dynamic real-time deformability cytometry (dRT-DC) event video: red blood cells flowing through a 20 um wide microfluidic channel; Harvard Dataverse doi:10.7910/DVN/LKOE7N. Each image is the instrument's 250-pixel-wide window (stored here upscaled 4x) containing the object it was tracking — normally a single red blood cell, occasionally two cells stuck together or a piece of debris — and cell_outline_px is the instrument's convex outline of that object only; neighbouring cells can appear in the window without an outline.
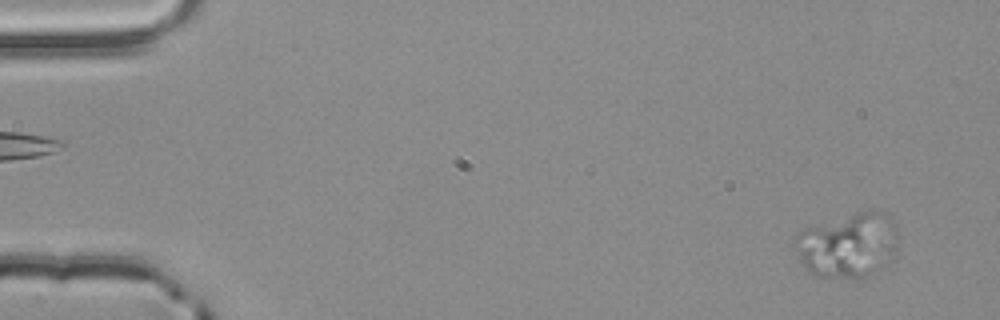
{"species": "common noctule bat (a hibernating species)", "species_latin": "Nyctalus noctula", "temperature_condition": "room temperature", "stored_images_in_passage": 2, "camera_frame_rate_fps": 3000, "um_per_image_px": 0.085, "animal": {"sex": "male", "body_mass_g": 20.4}, "frame": {"image": 1, "passage_image": 1, "time_ms": 0.0, "image_size_px": [1000, 320], "cell_outline_px": [[896, 252], [884, 268], [876, 276], [864, 280], [848, 280], [816, 276], [804, 268], [800, 260], [796, 236], [804, 228], [856, 212], [884, 212], [896, 224]], "centroid_in_image_um": [72.14, 20.92], "position_along_channel_um": 12.9, "area_um2": 39.54}}